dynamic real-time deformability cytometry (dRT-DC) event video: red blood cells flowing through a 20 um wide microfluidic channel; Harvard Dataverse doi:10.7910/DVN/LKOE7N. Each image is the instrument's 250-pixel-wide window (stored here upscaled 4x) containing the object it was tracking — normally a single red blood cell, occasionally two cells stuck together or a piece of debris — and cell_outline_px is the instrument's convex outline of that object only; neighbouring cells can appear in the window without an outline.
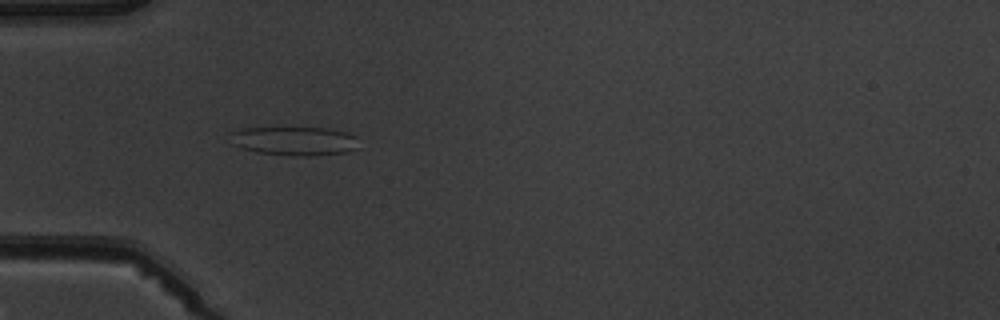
{"species": "common noctule bat (a hibernating species)", "species_latin": "Nyctalus noctula", "temperature_condition": "warm", "stored_images_in_passage": 8, "camera_frame_rate_fps": 3000, "um_per_image_px": 0.085, "animal": {"sex": "male", "body_mass_g": 19.5, "forearm_length_mm": 54.6}, "frame": {"image": 1, "passage_image": 4, "time_ms": 4.333, "image_size_px": [1000, 320], "cell_outline_px": [[360, 148], [344, 152], [312, 156], [296, 156], [256, 152], [232, 144], [228, 132], [244, 128], [328, 128], [348, 132], [356, 136]], "centroid_in_image_um": [25.05, 11.98], "position_along_channel_um": 60.0, "area_um2": 21.79}}
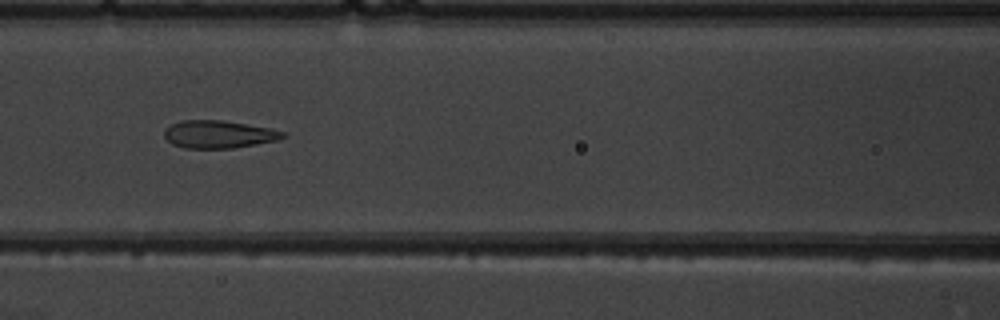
{"frame": {"image": 2, "passage_image": 6, "time_ms": 6.667, "image_size_px": [1000, 320], "cell_outline_px": [[288, 136], [276, 140], [256, 144], [232, 148], [184, 148], [172, 144], [164, 136], [164, 128], [180, 120], [220, 120], [272, 128], [284, 132]], "centroid_in_image_um": [18.57, 11.41], "position_along_channel_um": 148.0, "area_um2": 19.13}}
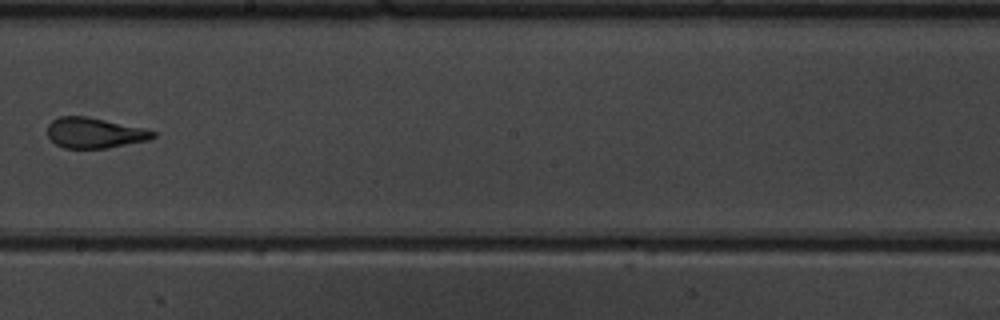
{"frame": {"image": 3, "passage_image": 8, "time_ms": 9.0, "image_size_px": [1000, 320], "cell_outline_px": [[156, 136], [148, 140], [108, 148], [64, 148], [56, 144], [48, 136], [48, 124], [52, 120], [60, 116], [88, 116], [144, 128], [156, 132]], "centroid_in_image_um": [8.04, 11.29], "position_along_channel_um": 240.2, "area_um2": 18.73}}